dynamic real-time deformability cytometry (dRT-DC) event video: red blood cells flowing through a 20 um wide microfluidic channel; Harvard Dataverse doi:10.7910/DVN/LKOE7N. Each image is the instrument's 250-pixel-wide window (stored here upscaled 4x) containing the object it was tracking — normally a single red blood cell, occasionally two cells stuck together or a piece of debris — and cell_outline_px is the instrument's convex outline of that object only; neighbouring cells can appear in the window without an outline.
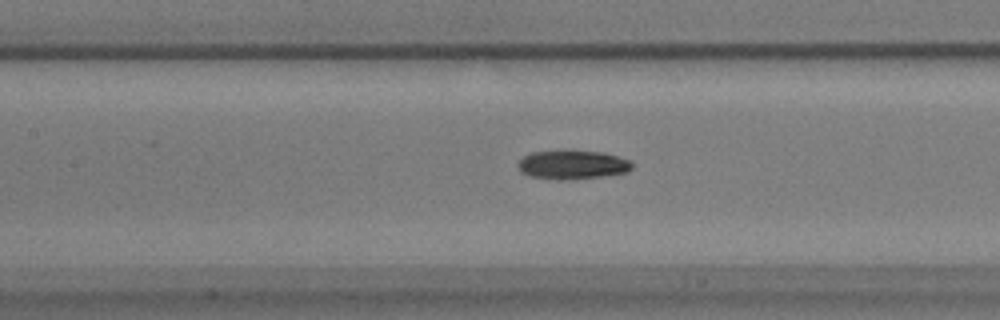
{"species": "common noctule bat (a hibernating species)", "species_latin": "Nyctalus noctula", "temperature_condition": "warm", "stored_images_in_passage": 54, "camera_frame_rate_fps": 3000, "um_per_image_px": 0.085, "animal": {"sex": "male", "body_mass_g": 17.9}, "frame": {"image": 1, "passage_image": 25, "time_ms": 8.0, "image_size_px": [1000, 320], "cell_outline_px": [[632, 168], [628, 172], [600, 176], [560, 180], [556, 180], [532, 176], [520, 172], [516, 164], [528, 152], [560, 148], [568, 148], [604, 152], [632, 160]], "centroid_in_image_um": [48.62, 13.94], "position_along_channel_um": 158.8, "area_um2": 20.06}}
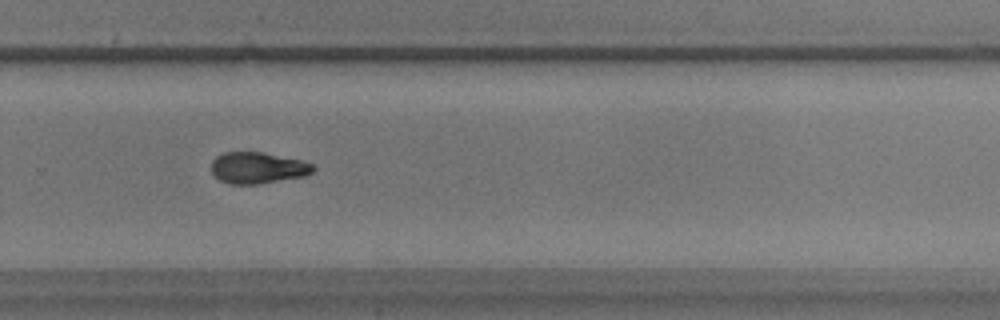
{"frame": {"image": 2, "passage_image": 37, "time_ms": 12.0, "image_size_px": [1000, 320], "cell_outline_px": [[316, 168], [308, 176], [260, 184], [228, 184], [212, 176], [212, 160], [216, 156], [224, 152], [264, 152], [300, 160], [312, 164]], "centroid_in_image_um": [21.91, 14.28], "position_along_channel_um": 307.9, "area_um2": 18.9}}
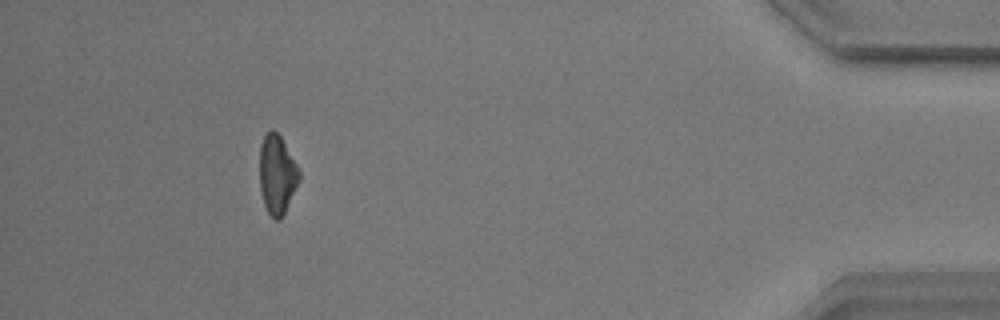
{"frame": {"image": 3, "passage_image": 50, "time_ms": 16.333, "image_size_px": [1000, 320], "cell_outline_px": [[300, 180], [280, 220], [276, 220], [268, 212], [264, 204], [260, 188], [260, 144], [264, 136], [272, 128], [280, 136], [296, 164], [300, 172]], "centroid_in_image_um": [23.54, 14.83], "position_along_channel_um": 411.7, "area_um2": 17.92}, "authors_computed_cell_mechanics": {"area_um2": 18.8428, "velocity_mm_per_s": 3.7402, "shape_relaxation_time_tau1_ms": 3.674, "shape_relaxation_time_tau2_ms": 10.2841, "deformation_change_tau1": 0.1131, "deformation_change_tau2": 0.1708}}